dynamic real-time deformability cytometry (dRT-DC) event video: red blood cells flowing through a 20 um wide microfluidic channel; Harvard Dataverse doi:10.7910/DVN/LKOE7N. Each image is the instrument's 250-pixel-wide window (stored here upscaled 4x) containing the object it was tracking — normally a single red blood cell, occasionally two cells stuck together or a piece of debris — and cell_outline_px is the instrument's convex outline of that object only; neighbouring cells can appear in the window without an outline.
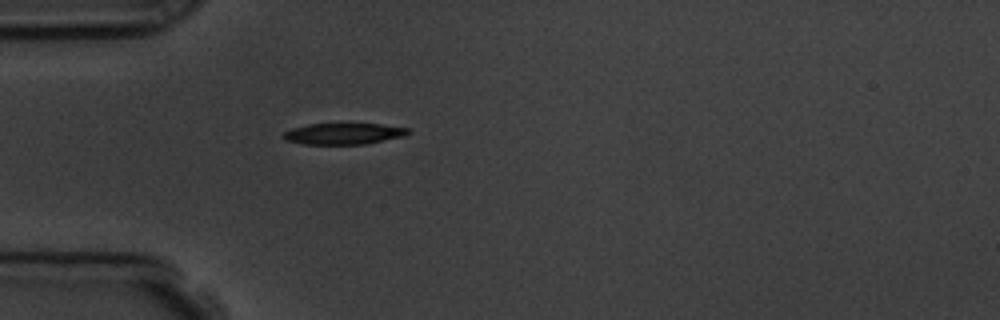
{"species": "common noctule bat (a hibernating species)", "species_latin": "Nyctalus noctula", "temperature_condition": "room temperature", "stored_images_in_passage": 1, "camera_frame_rate_fps": 3000, "um_per_image_px": 0.085, "animal": {"sex": "male", "body_mass_g": 19.5, "forearm_length_mm": 54.6}, "frame": {"image": 1, "passage_image": 1, "time_ms": 0.0, "image_size_px": [1000, 320], "cell_outline_px": [[412, 132], [404, 136], [364, 144], [304, 144], [284, 140], [280, 136], [284, 132], [292, 128], [308, 124], [380, 124], [408, 128]], "centroid_in_image_um": [29.17, 11.37], "position_along_channel_um": 55.8, "area_um2": 15.43}}